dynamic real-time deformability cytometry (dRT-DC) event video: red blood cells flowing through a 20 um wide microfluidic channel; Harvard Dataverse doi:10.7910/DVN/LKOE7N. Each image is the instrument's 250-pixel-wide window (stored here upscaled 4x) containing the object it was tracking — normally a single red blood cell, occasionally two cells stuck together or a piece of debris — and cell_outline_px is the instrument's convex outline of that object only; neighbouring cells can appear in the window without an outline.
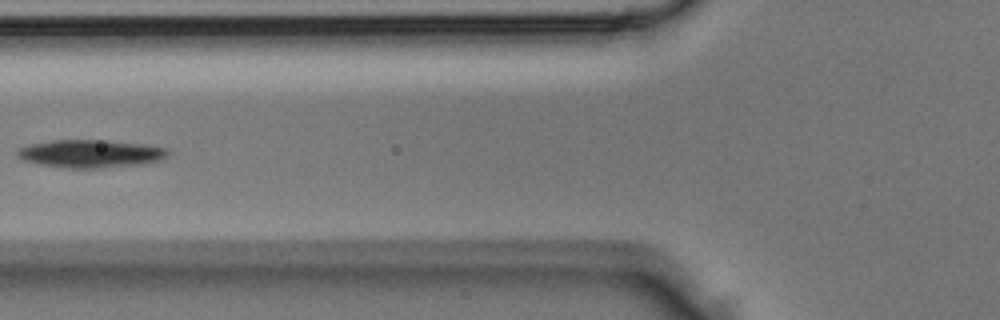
{"species": "Egyptian fruit bat (a non-hibernating species)", "species_latin": "Rousettus aegyptiacus", "temperature_condition": "room temperature", "stored_images_in_passage": 4, "camera_frame_rate_fps": 3000, "um_per_image_px": 0.085, "animal": {"sex": "male"}, "frame": {"image": 1, "passage_image": 4, "time_ms": 1.0, "image_size_px": [1000, 320], "cell_outline_px": [[168, 152], [160, 160], [140, 164], [96, 168], [68, 168], [40, 164], [24, 160], [16, 156], [16, 152], [20, 148], [32, 144], [52, 140], [108, 140], [148, 144], [168, 148]], "centroid_in_image_um": [7.71, 13.05], "position_along_channel_um": 118.1, "area_um2": 24.33}}